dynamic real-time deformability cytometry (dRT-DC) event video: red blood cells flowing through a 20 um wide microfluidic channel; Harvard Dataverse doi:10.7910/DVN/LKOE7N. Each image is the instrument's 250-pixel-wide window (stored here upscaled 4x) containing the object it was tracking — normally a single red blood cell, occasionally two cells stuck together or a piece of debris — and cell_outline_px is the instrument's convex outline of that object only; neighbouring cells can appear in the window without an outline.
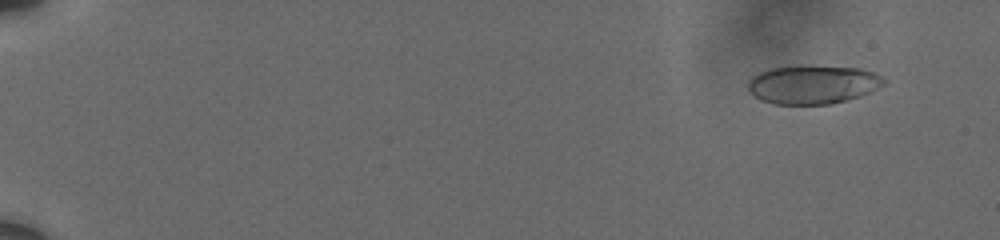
{"species": "human", "species_latin": "Homo sapiens", "temperature_condition": "cold", "stored_images_in_passage": 7, "camera_frame_rate_fps": 3000, "um_per_image_px": 0.085, "donor": {"sex": "male"}, "frame": {"image": 1, "passage_image": 2, "time_ms": 1.0, "image_size_px": [1000, 240], "cell_outline_px": [[888, 80], [884, 84], [860, 96], [832, 104], [776, 104], [760, 100], [748, 88], [748, 80], [752, 76], [768, 68], [796, 64], [808, 64], [860, 68], [872, 72]], "centroid_in_image_um": [69.07, 7.15], "position_along_channel_um": 15.9, "area_um2": 31.1}}